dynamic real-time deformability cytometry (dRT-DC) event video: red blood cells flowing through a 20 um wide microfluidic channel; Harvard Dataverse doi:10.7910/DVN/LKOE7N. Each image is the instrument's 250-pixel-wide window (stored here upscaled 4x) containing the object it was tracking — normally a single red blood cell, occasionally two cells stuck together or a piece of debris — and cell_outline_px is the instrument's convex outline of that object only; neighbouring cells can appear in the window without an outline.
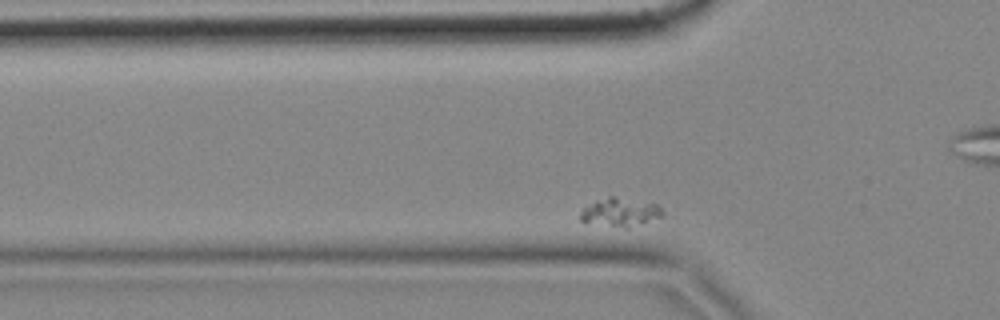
{"species": "common noctule bat (a hibernating species)", "species_latin": "Nyctalus noctula", "temperature_condition": "cold", "stored_images_in_passage": 9, "camera_frame_rate_fps": 3000, "um_per_image_px": 0.085, "animal": {"sex": "female", "body_mass_g": 18.4}, "frame": {"image": 1, "passage_image": 7, "time_ms": 2.0, "image_size_px": [1000, 320], "cell_outline_px": [[664, 216], [628, 228], [624, 228], [584, 224], [580, 220], [580, 212], [584, 208], [596, 200], [608, 196], [616, 196], [660, 204], [664, 212]], "centroid_in_image_um": [52.71, 18.05], "position_along_channel_um": 73.1, "area_um2": 14.22}}